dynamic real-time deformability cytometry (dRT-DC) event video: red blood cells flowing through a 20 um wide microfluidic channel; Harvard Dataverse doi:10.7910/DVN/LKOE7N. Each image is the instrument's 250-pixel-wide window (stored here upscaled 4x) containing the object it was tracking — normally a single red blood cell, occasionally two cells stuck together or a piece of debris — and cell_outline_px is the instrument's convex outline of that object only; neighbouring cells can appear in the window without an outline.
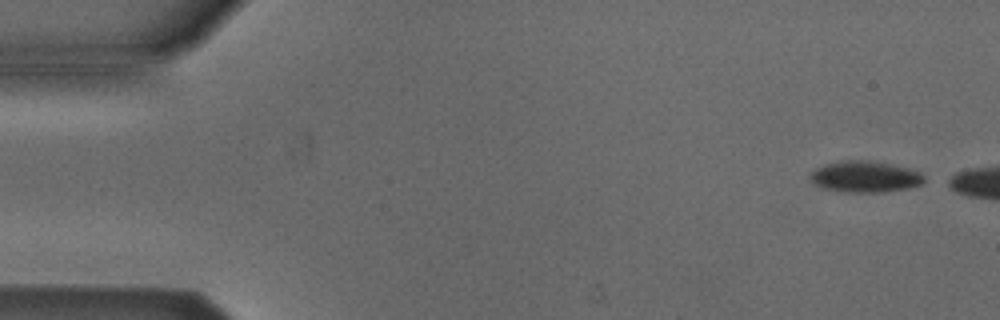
{"species": "Egyptian fruit bat (a non-hibernating species)", "species_latin": "Rousettus aegyptiacus", "temperature_condition": "cold", "stored_images_in_passage": 4, "camera_frame_rate_fps": 3000, "um_per_image_px": 0.085, "animal": {"sex": "male"}, "frame": {"image": 1, "passage_image": 1, "time_ms": 0.0, "image_size_px": [1000, 320], "cell_outline_px": [[924, 184], [908, 188], [884, 192], [840, 192], [820, 188], [812, 180], [812, 172], [816, 168], [824, 164], [844, 160], [868, 160], [892, 164], [908, 168], [920, 172], [924, 176]], "centroid_in_image_um": [73.55, 15.02], "position_along_channel_um": 11.4, "area_um2": 20.87}}